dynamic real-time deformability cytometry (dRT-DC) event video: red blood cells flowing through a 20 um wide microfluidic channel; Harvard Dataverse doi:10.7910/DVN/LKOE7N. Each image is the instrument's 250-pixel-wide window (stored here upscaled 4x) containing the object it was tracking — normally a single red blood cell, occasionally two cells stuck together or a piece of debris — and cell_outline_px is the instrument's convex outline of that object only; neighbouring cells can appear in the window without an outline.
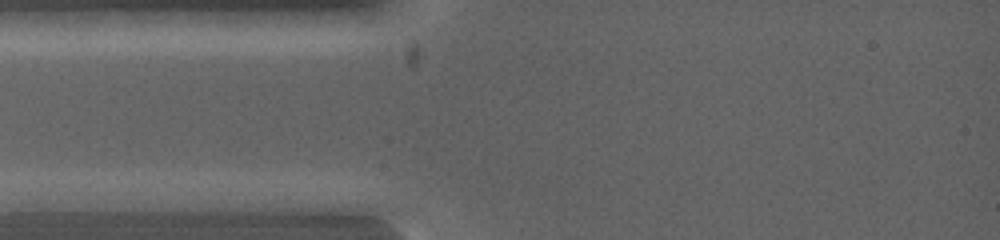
{"species": "common noctule bat (a hibernating species)", "species_latin": "Nyctalus noctula", "temperature_condition": "warm", "stored_images_in_passage": 4, "segment_of_instrument_passage": [1, 2], "camera_frame_rate_fps": 5000, "um_per_image_px": 0.085, "animal": {"sex": "female", "body_mass_g": 19.0, "forearm_length_mm": 53.3}, "frame": {"image": 1, "passage_image": 2, "time_ms": 0.2, "image_size_px": [1000, 240], "cell_outline_px": [[124, 200], [116, 212], [20, 212], [16, 208], [12, 200], [32, 192], [104, 192]], "centroid_in_image_um": [5.76, 17.2], "position_along_channel_um": 79.2, "area_um2": 14.39}}